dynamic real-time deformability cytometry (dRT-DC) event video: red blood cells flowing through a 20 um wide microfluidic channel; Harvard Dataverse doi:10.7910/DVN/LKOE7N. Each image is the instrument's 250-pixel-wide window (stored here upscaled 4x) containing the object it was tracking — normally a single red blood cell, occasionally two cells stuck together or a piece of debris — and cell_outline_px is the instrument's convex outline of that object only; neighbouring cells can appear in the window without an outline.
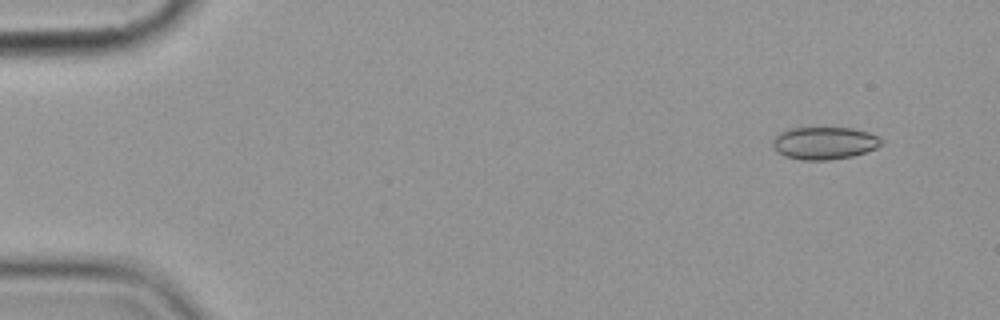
{"species": "common noctule bat (a hibernating species)", "species_latin": "Nyctalus noctula", "temperature_condition": "cold", "stored_images_in_passage": 7, "camera_frame_rate_fps": 3000, "um_per_image_px": 0.085, "animal": {"sex": "female", "body_mass_g": 19.9}, "frame": {"image": 1, "passage_image": 2, "time_ms": 1.333, "image_size_px": [1000, 320], "cell_outline_px": [[884, 144], [876, 148], [852, 156], [828, 160], [800, 160], [784, 156], [776, 152], [772, 148], [772, 140], [780, 132], [788, 128], [852, 128], [868, 132], [884, 140]], "centroid_in_image_um": [70.04, 12.17], "position_along_channel_um": 15.0, "area_um2": 20.75}}
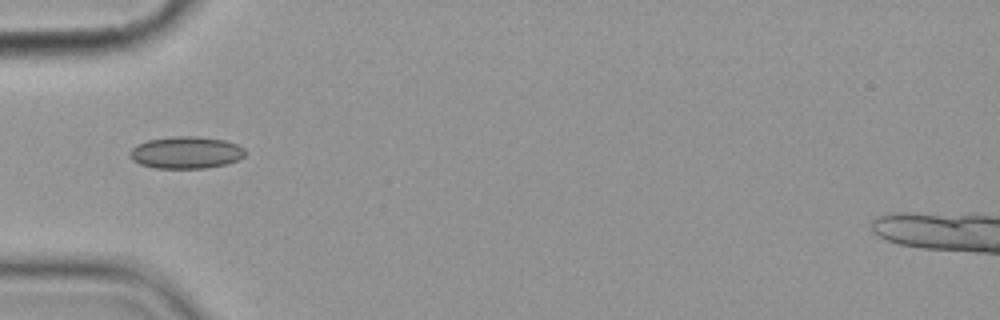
{"frame": {"image": 2, "passage_image": 6, "time_ms": 6.0, "image_size_px": [1000, 320], "cell_outline_px": [[244, 156], [228, 164], [208, 168], [152, 168], [140, 164], [132, 160], [128, 152], [136, 144], [148, 140], [172, 136], [196, 136], [224, 140], [236, 144], [244, 148]], "centroid_in_image_um": [15.78, 12.97], "position_along_channel_um": 69.2, "area_um2": 21.68}}
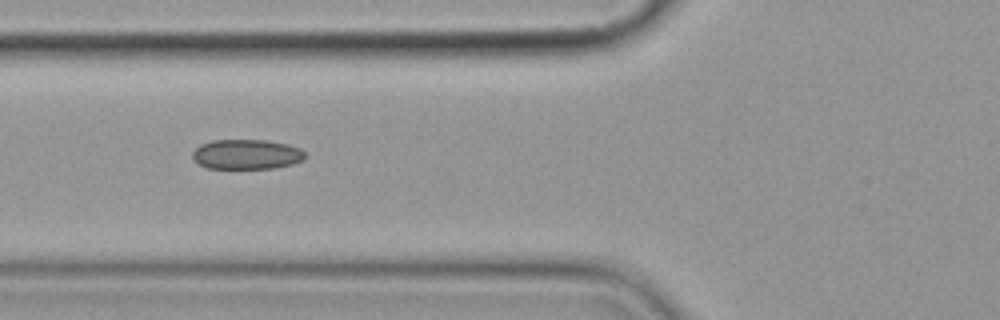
{"frame": {"image": 3, "passage_image": 7, "time_ms": 7.0, "image_size_px": [1000, 320], "cell_outline_px": [[304, 160], [292, 164], [276, 168], [208, 168], [196, 164], [192, 160], [192, 152], [200, 144], [212, 140], [264, 140], [288, 144], [300, 148], [304, 152]], "centroid_in_image_um": [20.92, 13.12], "position_along_channel_um": 104.9, "area_um2": 19.77}}